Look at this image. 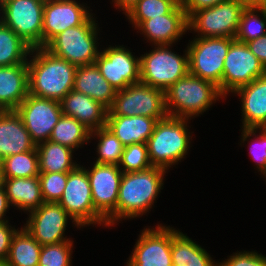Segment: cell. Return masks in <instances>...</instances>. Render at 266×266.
I'll use <instances>...</instances> for the list:
<instances>
[{
    "label": "cell",
    "mask_w": 266,
    "mask_h": 266,
    "mask_svg": "<svg viewBox=\"0 0 266 266\" xmlns=\"http://www.w3.org/2000/svg\"><path fill=\"white\" fill-rule=\"evenodd\" d=\"M27 66L29 94L60 102L74 88L77 66L45 47L31 49Z\"/></svg>",
    "instance_id": "obj_1"
},
{
    "label": "cell",
    "mask_w": 266,
    "mask_h": 266,
    "mask_svg": "<svg viewBox=\"0 0 266 266\" xmlns=\"http://www.w3.org/2000/svg\"><path fill=\"white\" fill-rule=\"evenodd\" d=\"M167 172L152 166L143 171L123 173L116 205V223L121 219L139 218L149 212L163 189Z\"/></svg>",
    "instance_id": "obj_2"
},
{
    "label": "cell",
    "mask_w": 266,
    "mask_h": 266,
    "mask_svg": "<svg viewBox=\"0 0 266 266\" xmlns=\"http://www.w3.org/2000/svg\"><path fill=\"white\" fill-rule=\"evenodd\" d=\"M188 120L167 116L157 121L153 133L146 142L153 167L169 170L186 157L192 140Z\"/></svg>",
    "instance_id": "obj_3"
},
{
    "label": "cell",
    "mask_w": 266,
    "mask_h": 266,
    "mask_svg": "<svg viewBox=\"0 0 266 266\" xmlns=\"http://www.w3.org/2000/svg\"><path fill=\"white\" fill-rule=\"evenodd\" d=\"M225 98L213 82L188 73L165 91L168 116L195 118Z\"/></svg>",
    "instance_id": "obj_4"
},
{
    "label": "cell",
    "mask_w": 266,
    "mask_h": 266,
    "mask_svg": "<svg viewBox=\"0 0 266 266\" xmlns=\"http://www.w3.org/2000/svg\"><path fill=\"white\" fill-rule=\"evenodd\" d=\"M92 15L84 24L68 28L55 36L45 48L76 66L95 64L98 50V23ZM97 42V43H96Z\"/></svg>",
    "instance_id": "obj_5"
},
{
    "label": "cell",
    "mask_w": 266,
    "mask_h": 266,
    "mask_svg": "<svg viewBox=\"0 0 266 266\" xmlns=\"http://www.w3.org/2000/svg\"><path fill=\"white\" fill-rule=\"evenodd\" d=\"M173 45H154L140 56V81L164 92L189 73L188 50L184 55L172 51Z\"/></svg>",
    "instance_id": "obj_6"
},
{
    "label": "cell",
    "mask_w": 266,
    "mask_h": 266,
    "mask_svg": "<svg viewBox=\"0 0 266 266\" xmlns=\"http://www.w3.org/2000/svg\"><path fill=\"white\" fill-rule=\"evenodd\" d=\"M145 116L161 120L168 116L165 92L143 82L116 91L107 116Z\"/></svg>",
    "instance_id": "obj_7"
},
{
    "label": "cell",
    "mask_w": 266,
    "mask_h": 266,
    "mask_svg": "<svg viewBox=\"0 0 266 266\" xmlns=\"http://www.w3.org/2000/svg\"><path fill=\"white\" fill-rule=\"evenodd\" d=\"M234 38L194 37L187 45L189 73L213 82L222 94L224 60Z\"/></svg>",
    "instance_id": "obj_8"
},
{
    "label": "cell",
    "mask_w": 266,
    "mask_h": 266,
    "mask_svg": "<svg viewBox=\"0 0 266 266\" xmlns=\"http://www.w3.org/2000/svg\"><path fill=\"white\" fill-rule=\"evenodd\" d=\"M58 203L80 226H106V220L95 210L91 186L85 166L80 164L68 172V179Z\"/></svg>",
    "instance_id": "obj_9"
},
{
    "label": "cell",
    "mask_w": 266,
    "mask_h": 266,
    "mask_svg": "<svg viewBox=\"0 0 266 266\" xmlns=\"http://www.w3.org/2000/svg\"><path fill=\"white\" fill-rule=\"evenodd\" d=\"M44 5L39 0H7L0 5V21L32 49L40 48Z\"/></svg>",
    "instance_id": "obj_10"
},
{
    "label": "cell",
    "mask_w": 266,
    "mask_h": 266,
    "mask_svg": "<svg viewBox=\"0 0 266 266\" xmlns=\"http://www.w3.org/2000/svg\"><path fill=\"white\" fill-rule=\"evenodd\" d=\"M238 0H227L213 7L199 10L188 18V31L197 32L196 37L235 38L243 10Z\"/></svg>",
    "instance_id": "obj_11"
},
{
    "label": "cell",
    "mask_w": 266,
    "mask_h": 266,
    "mask_svg": "<svg viewBox=\"0 0 266 266\" xmlns=\"http://www.w3.org/2000/svg\"><path fill=\"white\" fill-rule=\"evenodd\" d=\"M95 210L106 220V227L115 225L119 185L123 172L118 165L93 162L86 169Z\"/></svg>",
    "instance_id": "obj_12"
},
{
    "label": "cell",
    "mask_w": 266,
    "mask_h": 266,
    "mask_svg": "<svg viewBox=\"0 0 266 266\" xmlns=\"http://www.w3.org/2000/svg\"><path fill=\"white\" fill-rule=\"evenodd\" d=\"M28 216L23 227L41 246L70 241L65 236L70 219L81 228L58 202H44Z\"/></svg>",
    "instance_id": "obj_13"
},
{
    "label": "cell",
    "mask_w": 266,
    "mask_h": 266,
    "mask_svg": "<svg viewBox=\"0 0 266 266\" xmlns=\"http://www.w3.org/2000/svg\"><path fill=\"white\" fill-rule=\"evenodd\" d=\"M265 74L266 69L250 51L246 43L235 39L224 60L222 95L227 97L229 93L233 94L236 89Z\"/></svg>",
    "instance_id": "obj_14"
},
{
    "label": "cell",
    "mask_w": 266,
    "mask_h": 266,
    "mask_svg": "<svg viewBox=\"0 0 266 266\" xmlns=\"http://www.w3.org/2000/svg\"><path fill=\"white\" fill-rule=\"evenodd\" d=\"M35 144L48 141L63 115L59 101L28 94L15 109Z\"/></svg>",
    "instance_id": "obj_15"
},
{
    "label": "cell",
    "mask_w": 266,
    "mask_h": 266,
    "mask_svg": "<svg viewBox=\"0 0 266 266\" xmlns=\"http://www.w3.org/2000/svg\"><path fill=\"white\" fill-rule=\"evenodd\" d=\"M140 234L126 266H171L173 228L158 224Z\"/></svg>",
    "instance_id": "obj_16"
},
{
    "label": "cell",
    "mask_w": 266,
    "mask_h": 266,
    "mask_svg": "<svg viewBox=\"0 0 266 266\" xmlns=\"http://www.w3.org/2000/svg\"><path fill=\"white\" fill-rule=\"evenodd\" d=\"M109 46L103 48L95 60L101 75L116 91L140 82V57L134 56L124 45Z\"/></svg>",
    "instance_id": "obj_17"
},
{
    "label": "cell",
    "mask_w": 266,
    "mask_h": 266,
    "mask_svg": "<svg viewBox=\"0 0 266 266\" xmlns=\"http://www.w3.org/2000/svg\"><path fill=\"white\" fill-rule=\"evenodd\" d=\"M76 0L47 2L43 11L42 47L68 28L84 24L92 15L90 7Z\"/></svg>",
    "instance_id": "obj_18"
},
{
    "label": "cell",
    "mask_w": 266,
    "mask_h": 266,
    "mask_svg": "<svg viewBox=\"0 0 266 266\" xmlns=\"http://www.w3.org/2000/svg\"><path fill=\"white\" fill-rule=\"evenodd\" d=\"M137 29L152 45H173L188 32V18L179 2L168 14L147 19Z\"/></svg>",
    "instance_id": "obj_19"
},
{
    "label": "cell",
    "mask_w": 266,
    "mask_h": 266,
    "mask_svg": "<svg viewBox=\"0 0 266 266\" xmlns=\"http://www.w3.org/2000/svg\"><path fill=\"white\" fill-rule=\"evenodd\" d=\"M60 104L63 115L75 118L90 132L106 126L108 109L83 93L73 89Z\"/></svg>",
    "instance_id": "obj_20"
},
{
    "label": "cell",
    "mask_w": 266,
    "mask_h": 266,
    "mask_svg": "<svg viewBox=\"0 0 266 266\" xmlns=\"http://www.w3.org/2000/svg\"><path fill=\"white\" fill-rule=\"evenodd\" d=\"M233 93L241 97L242 128H266V74Z\"/></svg>",
    "instance_id": "obj_21"
},
{
    "label": "cell",
    "mask_w": 266,
    "mask_h": 266,
    "mask_svg": "<svg viewBox=\"0 0 266 266\" xmlns=\"http://www.w3.org/2000/svg\"><path fill=\"white\" fill-rule=\"evenodd\" d=\"M36 146L16 111L5 110L0 115V161L33 150Z\"/></svg>",
    "instance_id": "obj_22"
},
{
    "label": "cell",
    "mask_w": 266,
    "mask_h": 266,
    "mask_svg": "<svg viewBox=\"0 0 266 266\" xmlns=\"http://www.w3.org/2000/svg\"><path fill=\"white\" fill-rule=\"evenodd\" d=\"M29 94L28 66H0V106L15 110Z\"/></svg>",
    "instance_id": "obj_23"
},
{
    "label": "cell",
    "mask_w": 266,
    "mask_h": 266,
    "mask_svg": "<svg viewBox=\"0 0 266 266\" xmlns=\"http://www.w3.org/2000/svg\"><path fill=\"white\" fill-rule=\"evenodd\" d=\"M157 121L156 118L137 115L131 117L107 116L106 127L114 133L125 147L135 143L146 144Z\"/></svg>",
    "instance_id": "obj_24"
},
{
    "label": "cell",
    "mask_w": 266,
    "mask_h": 266,
    "mask_svg": "<svg viewBox=\"0 0 266 266\" xmlns=\"http://www.w3.org/2000/svg\"><path fill=\"white\" fill-rule=\"evenodd\" d=\"M73 89L100 102L107 109L112 106L116 94L96 64L77 66Z\"/></svg>",
    "instance_id": "obj_25"
},
{
    "label": "cell",
    "mask_w": 266,
    "mask_h": 266,
    "mask_svg": "<svg viewBox=\"0 0 266 266\" xmlns=\"http://www.w3.org/2000/svg\"><path fill=\"white\" fill-rule=\"evenodd\" d=\"M4 188L10 206L26 211L27 215L44 203L38 176L5 178Z\"/></svg>",
    "instance_id": "obj_26"
},
{
    "label": "cell",
    "mask_w": 266,
    "mask_h": 266,
    "mask_svg": "<svg viewBox=\"0 0 266 266\" xmlns=\"http://www.w3.org/2000/svg\"><path fill=\"white\" fill-rule=\"evenodd\" d=\"M39 157V172H69L79 164L73 159L74 150L67 146L51 142H41L36 146Z\"/></svg>",
    "instance_id": "obj_27"
},
{
    "label": "cell",
    "mask_w": 266,
    "mask_h": 266,
    "mask_svg": "<svg viewBox=\"0 0 266 266\" xmlns=\"http://www.w3.org/2000/svg\"><path fill=\"white\" fill-rule=\"evenodd\" d=\"M42 246L21 227L14 234L6 266H38Z\"/></svg>",
    "instance_id": "obj_28"
},
{
    "label": "cell",
    "mask_w": 266,
    "mask_h": 266,
    "mask_svg": "<svg viewBox=\"0 0 266 266\" xmlns=\"http://www.w3.org/2000/svg\"><path fill=\"white\" fill-rule=\"evenodd\" d=\"M31 47L0 21V66L27 64Z\"/></svg>",
    "instance_id": "obj_29"
},
{
    "label": "cell",
    "mask_w": 266,
    "mask_h": 266,
    "mask_svg": "<svg viewBox=\"0 0 266 266\" xmlns=\"http://www.w3.org/2000/svg\"><path fill=\"white\" fill-rule=\"evenodd\" d=\"M90 131L75 118L62 115L54 126L49 140L76 150L90 142Z\"/></svg>",
    "instance_id": "obj_30"
},
{
    "label": "cell",
    "mask_w": 266,
    "mask_h": 266,
    "mask_svg": "<svg viewBox=\"0 0 266 266\" xmlns=\"http://www.w3.org/2000/svg\"><path fill=\"white\" fill-rule=\"evenodd\" d=\"M5 178H30L39 176V157L37 149L14 154L0 161Z\"/></svg>",
    "instance_id": "obj_31"
},
{
    "label": "cell",
    "mask_w": 266,
    "mask_h": 266,
    "mask_svg": "<svg viewBox=\"0 0 266 266\" xmlns=\"http://www.w3.org/2000/svg\"><path fill=\"white\" fill-rule=\"evenodd\" d=\"M266 34V9L260 6L246 7L241 15L235 38L246 43Z\"/></svg>",
    "instance_id": "obj_32"
},
{
    "label": "cell",
    "mask_w": 266,
    "mask_h": 266,
    "mask_svg": "<svg viewBox=\"0 0 266 266\" xmlns=\"http://www.w3.org/2000/svg\"><path fill=\"white\" fill-rule=\"evenodd\" d=\"M98 139L95 163L119 165L124 146L114 133L106 126L90 133L91 139Z\"/></svg>",
    "instance_id": "obj_33"
},
{
    "label": "cell",
    "mask_w": 266,
    "mask_h": 266,
    "mask_svg": "<svg viewBox=\"0 0 266 266\" xmlns=\"http://www.w3.org/2000/svg\"><path fill=\"white\" fill-rule=\"evenodd\" d=\"M179 2L180 0H138L125 16L137 29L147 19L168 14Z\"/></svg>",
    "instance_id": "obj_34"
},
{
    "label": "cell",
    "mask_w": 266,
    "mask_h": 266,
    "mask_svg": "<svg viewBox=\"0 0 266 266\" xmlns=\"http://www.w3.org/2000/svg\"><path fill=\"white\" fill-rule=\"evenodd\" d=\"M119 168L123 173L137 172L152 167L150 163L147 145L143 143H135L125 146Z\"/></svg>",
    "instance_id": "obj_35"
},
{
    "label": "cell",
    "mask_w": 266,
    "mask_h": 266,
    "mask_svg": "<svg viewBox=\"0 0 266 266\" xmlns=\"http://www.w3.org/2000/svg\"><path fill=\"white\" fill-rule=\"evenodd\" d=\"M74 241L42 246L38 266H71Z\"/></svg>",
    "instance_id": "obj_36"
},
{
    "label": "cell",
    "mask_w": 266,
    "mask_h": 266,
    "mask_svg": "<svg viewBox=\"0 0 266 266\" xmlns=\"http://www.w3.org/2000/svg\"><path fill=\"white\" fill-rule=\"evenodd\" d=\"M257 132L259 135H257ZM241 143L245 141H253L250 147V156L253 161H255V165L257 166L258 172L266 175V128H243L241 133ZM254 136V137H253ZM251 137L255 138L252 139ZM249 138V139H248ZM251 138V139H250ZM248 139V140H247Z\"/></svg>",
    "instance_id": "obj_37"
},
{
    "label": "cell",
    "mask_w": 266,
    "mask_h": 266,
    "mask_svg": "<svg viewBox=\"0 0 266 266\" xmlns=\"http://www.w3.org/2000/svg\"><path fill=\"white\" fill-rule=\"evenodd\" d=\"M38 177L44 202H58L67 184L68 172L40 173Z\"/></svg>",
    "instance_id": "obj_38"
},
{
    "label": "cell",
    "mask_w": 266,
    "mask_h": 266,
    "mask_svg": "<svg viewBox=\"0 0 266 266\" xmlns=\"http://www.w3.org/2000/svg\"><path fill=\"white\" fill-rule=\"evenodd\" d=\"M179 230L173 228V239L171 246L172 264L178 266L186 265L192 259V238L186 236Z\"/></svg>",
    "instance_id": "obj_39"
},
{
    "label": "cell",
    "mask_w": 266,
    "mask_h": 266,
    "mask_svg": "<svg viewBox=\"0 0 266 266\" xmlns=\"http://www.w3.org/2000/svg\"><path fill=\"white\" fill-rule=\"evenodd\" d=\"M218 266H266V256L254 251H240L227 259L218 261Z\"/></svg>",
    "instance_id": "obj_40"
},
{
    "label": "cell",
    "mask_w": 266,
    "mask_h": 266,
    "mask_svg": "<svg viewBox=\"0 0 266 266\" xmlns=\"http://www.w3.org/2000/svg\"><path fill=\"white\" fill-rule=\"evenodd\" d=\"M9 221L0 222V263H5L12 238L16 231L15 227H12L8 223Z\"/></svg>",
    "instance_id": "obj_41"
},
{
    "label": "cell",
    "mask_w": 266,
    "mask_h": 266,
    "mask_svg": "<svg viewBox=\"0 0 266 266\" xmlns=\"http://www.w3.org/2000/svg\"><path fill=\"white\" fill-rule=\"evenodd\" d=\"M185 266H218L209 253L196 242H192V259Z\"/></svg>",
    "instance_id": "obj_42"
},
{
    "label": "cell",
    "mask_w": 266,
    "mask_h": 266,
    "mask_svg": "<svg viewBox=\"0 0 266 266\" xmlns=\"http://www.w3.org/2000/svg\"><path fill=\"white\" fill-rule=\"evenodd\" d=\"M224 1L227 0H180V3L186 12L187 18H189L199 10L213 7Z\"/></svg>",
    "instance_id": "obj_43"
},
{
    "label": "cell",
    "mask_w": 266,
    "mask_h": 266,
    "mask_svg": "<svg viewBox=\"0 0 266 266\" xmlns=\"http://www.w3.org/2000/svg\"><path fill=\"white\" fill-rule=\"evenodd\" d=\"M246 45L266 69V34L246 42Z\"/></svg>",
    "instance_id": "obj_44"
},
{
    "label": "cell",
    "mask_w": 266,
    "mask_h": 266,
    "mask_svg": "<svg viewBox=\"0 0 266 266\" xmlns=\"http://www.w3.org/2000/svg\"><path fill=\"white\" fill-rule=\"evenodd\" d=\"M10 208L5 188L0 189V222L8 221L6 212Z\"/></svg>",
    "instance_id": "obj_45"
},
{
    "label": "cell",
    "mask_w": 266,
    "mask_h": 266,
    "mask_svg": "<svg viewBox=\"0 0 266 266\" xmlns=\"http://www.w3.org/2000/svg\"><path fill=\"white\" fill-rule=\"evenodd\" d=\"M116 9H121L122 13L126 14L137 2L138 0H112Z\"/></svg>",
    "instance_id": "obj_46"
},
{
    "label": "cell",
    "mask_w": 266,
    "mask_h": 266,
    "mask_svg": "<svg viewBox=\"0 0 266 266\" xmlns=\"http://www.w3.org/2000/svg\"><path fill=\"white\" fill-rule=\"evenodd\" d=\"M246 7L259 6V0H238Z\"/></svg>",
    "instance_id": "obj_47"
},
{
    "label": "cell",
    "mask_w": 266,
    "mask_h": 266,
    "mask_svg": "<svg viewBox=\"0 0 266 266\" xmlns=\"http://www.w3.org/2000/svg\"><path fill=\"white\" fill-rule=\"evenodd\" d=\"M4 184H5V177H4L2 165L0 163V189L4 188Z\"/></svg>",
    "instance_id": "obj_48"
},
{
    "label": "cell",
    "mask_w": 266,
    "mask_h": 266,
    "mask_svg": "<svg viewBox=\"0 0 266 266\" xmlns=\"http://www.w3.org/2000/svg\"><path fill=\"white\" fill-rule=\"evenodd\" d=\"M266 5V0H259V6L264 7Z\"/></svg>",
    "instance_id": "obj_49"
},
{
    "label": "cell",
    "mask_w": 266,
    "mask_h": 266,
    "mask_svg": "<svg viewBox=\"0 0 266 266\" xmlns=\"http://www.w3.org/2000/svg\"><path fill=\"white\" fill-rule=\"evenodd\" d=\"M39 1H41L43 3H47V2L56 1V0H39Z\"/></svg>",
    "instance_id": "obj_50"
},
{
    "label": "cell",
    "mask_w": 266,
    "mask_h": 266,
    "mask_svg": "<svg viewBox=\"0 0 266 266\" xmlns=\"http://www.w3.org/2000/svg\"><path fill=\"white\" fill-rule=\"evenodd\" d=\"M4 111H5V109H4L2 106H0V115H1Z\"/></svg>",
    "instance_id": "obj_51"
},
{
    "label": "cell",
    "mask_w": 266,
    "mask_h": 266,
    "mask_svg": "<svg viewBox=\"0 0 266 266\" xmlns=\"http://www.w3.org/2000/svg\"><path fill=\"white\" fill-rule=\"evenodd\" d=\"M5 1H7V0H0V5H1L2 3H4Z\"/></svg>",
    "instance_id": "obj_52"
},
{
    "label": "cell",
    "mask_w": 266,
    "mask_h": 266,
    "mask_svg": "<svg viewBox=\"0 0 266 266\" xmlns=\"http://www.w3.org/2000/svg\"><path fill=\"white\" fill-rule=\"evenodd\" d=\"M0 266H6V264L5 263H0Z\"/></svg>",
    "instance_id": "obj_53"
}]
</instances>
